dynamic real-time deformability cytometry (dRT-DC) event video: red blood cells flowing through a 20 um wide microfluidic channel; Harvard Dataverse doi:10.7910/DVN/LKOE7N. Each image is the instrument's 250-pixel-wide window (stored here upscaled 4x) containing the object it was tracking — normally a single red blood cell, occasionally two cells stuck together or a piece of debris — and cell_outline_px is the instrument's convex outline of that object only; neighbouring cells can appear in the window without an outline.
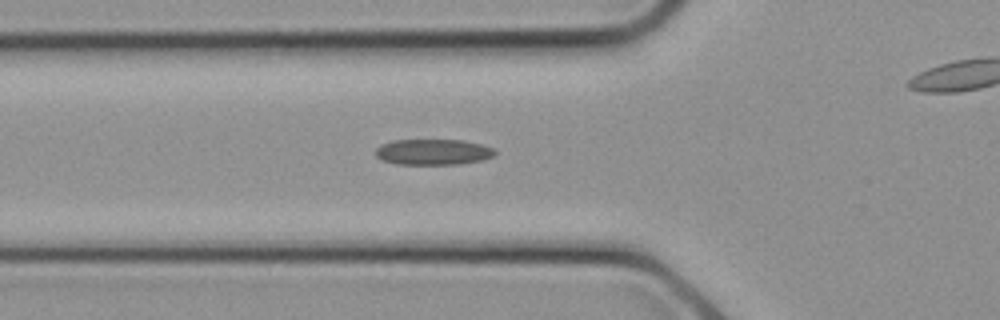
{"species": "common noctule bat (a hibernating species)", "species_latin": "Nyctalus noctula", "temperature_condition": "cold", "stored_images_in_passage": 12, "camera_frame_rate_fps": 3000, "um_per_image_px": 0.085, "animal": {"sex": "female", "body_mass_g": 21.9}, "frame": {"image": 1, "passage_image": 9, "time_ms": 2.667, "image_size_px": [1000, 320], "cell_outline_px": [[496, 156], [484, 160], [460, 164], [396, 164], [380, 160], [376, 156], [376, 148], [380, 144], [392, 140], [464, 140], [496, 148]], "centroid_in_image_um": [36.84, 12.92], "position_along_channel_um": 89.0, "area_um2": 18.26}}